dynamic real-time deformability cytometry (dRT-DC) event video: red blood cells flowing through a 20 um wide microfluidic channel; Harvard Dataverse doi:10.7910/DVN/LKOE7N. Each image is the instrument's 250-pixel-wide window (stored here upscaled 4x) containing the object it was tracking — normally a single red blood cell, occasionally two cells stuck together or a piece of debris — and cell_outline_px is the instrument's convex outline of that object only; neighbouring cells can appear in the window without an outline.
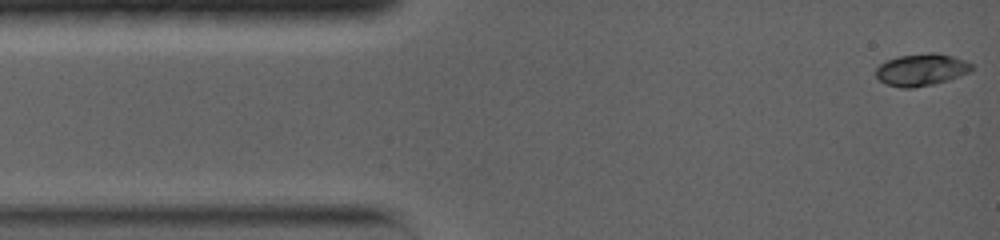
{"species": "common noctule bat (a hibernating species)", "species_latin": "Nyctalus noctula", "temperature_condition": "warm", "stored_images_in_passage": 85, "camera_frame_rate_fps": 5000, "um_per_image_px": 0.085, "animal": {"sex": "female", "body_mass_g": 19.0, "forearm_length_mm": 56.7}, "frame": {"image": 1, "passage_image": 1, "time_ms": 0.0, "image_size_px": [1000, 240], "cell_outline_px": [[972, 72], [948, 80], [932, 84], [912, 88], [900, 88], [884, 84], [876, 76], [876, 68], [880, 64], [888, 60], [900, 56], [928, 52], [936, 52], [952, 56], [964, 60], [972, 64]], "centroid_in_image_um": [78.32, 5.93], "position_along_channel_um": 6.7, "area_um2": 17.98}}
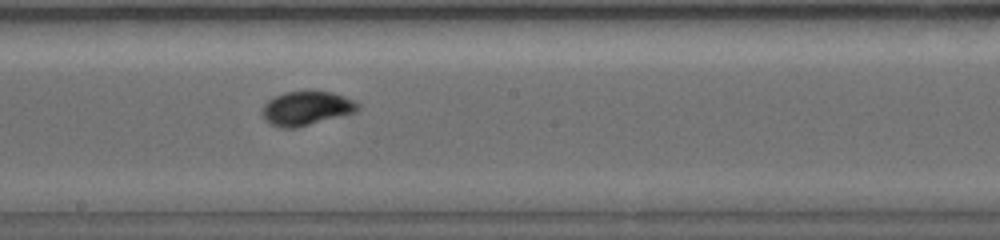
{"frame": {"image": 2, "passage_image": 39, "time_ms": 7.6, "image_size_px": [1000, 240], "cell_outline_px": [[360, 108], [356, 112], [296, 128], [280, 128], [264, 120], [260, 112], [264, 104], [268, 100], [284, 92], [308, 88], [332, 92], [344, 96], [360, 104]], "centroid_in_image_um": [26.03, 9.17], "position_along_channel_um": 222.2, "area_um2": 19.59}}
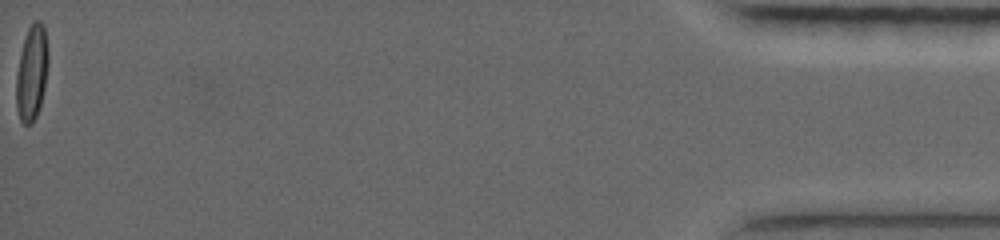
{"frame": {"image": 3, "passage_image": 85, "time_ms": 16.8, "image_size_px": [1000, 240], "cell_outline_px": [[48, 64], [44, 88], [40, 104], [36, 116], [32, 124], [24, 124], [20, 120], [16, 108], [16, 72], [20, 52], [28, 28], [32, 20], [40, 20], [44, 24], [48, 52]], "centroid_in_image_um": [2.69, 6.15], "position_along_channel_um": 432.5, "area_um2": 17.92}, "authors_computed_cell_mechanics": {"area_um2": 17.6868, "velocity_mm_per_s": 3.8459, "shape_relaxation_time_tau1_ms": 3.5066, "shape_relaxation_time_tau2_ms": null, "deformation_change_tau1": 0.1705, "deformation_change_tau2": null}}